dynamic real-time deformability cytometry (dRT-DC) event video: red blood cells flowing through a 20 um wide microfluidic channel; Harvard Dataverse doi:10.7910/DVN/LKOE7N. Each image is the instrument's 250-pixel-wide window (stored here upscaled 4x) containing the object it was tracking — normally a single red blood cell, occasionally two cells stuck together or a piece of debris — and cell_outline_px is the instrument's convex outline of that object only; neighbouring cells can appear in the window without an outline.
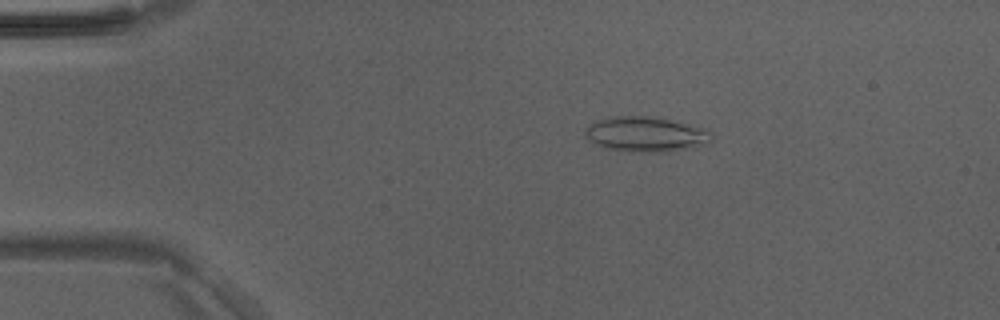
{"species": "Egyptian fruit bat (a non-hibernating species)", "species_latin": "Rousettus aegyptiacus", "temperature_condition": "room temperature", "stored_images_in_passage": 47, "camera_frame_rate_fps": 3000, "um_per_image_px": 0.085, "animal": {"sex": "male"}, "frame": {"image": 1, "passage_image": 8, "time_ms": 2.333, "image_size_px": [1000, 320], "cell_outline_px": [[712, 140], [708, 144], [692, 148], [668, 152], [640, 152], [604, 148], [588, 140], [584, 136], [584, 132], [588, 124], [596, 120], [616, 116], [652, 116], [708, 128], [712, 132]], "centroid_in_image_um": [54.93, 11.41], "position_along_channel_um": 30.1, "area_um2": 26.3}}
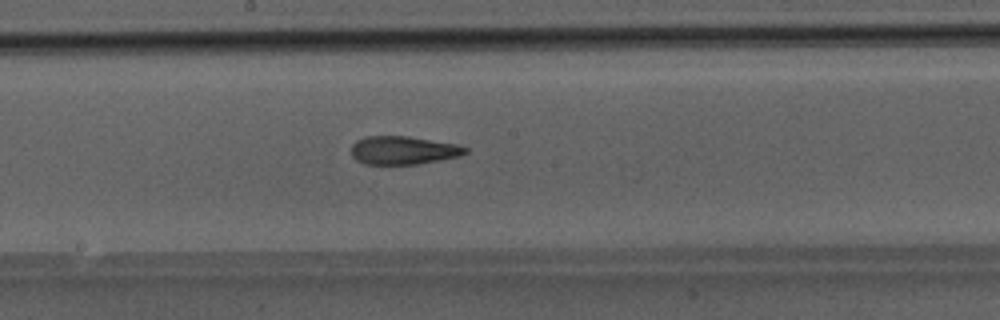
{"frame": {"image": 2, "passage_image": 25, "time_ms": 8.0, "image_size_px": [1000, 320], "cell_outline_px": [[468, 152], [460, 156], [416, 164], [364, 164], [356, 160], [352, 156], [352, 144], [356, 140], [364, 136], [408, 136], [460, 144], [468, 148]], "centroid_in_image_um": [34.29, 12.76], "position_along_channel_um": 213.9, "area_um2": 18.96}}
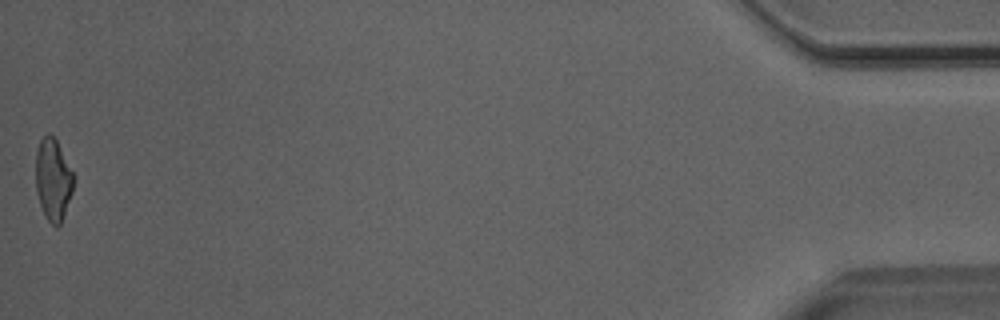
{"frame": {"image": 3, "passage_image": 47, "time_ms": 15.333, "image_size_px": [1000, 320], "cell_outline_px": [[76, 176], [72, 192], [60, 224], [52, 224], [44, 216], [36, 192], [36, 152], [40, 140], [48, 132], [56, 140]], "centroid_in_image_um": [4.52, 15.24], "position_along_channel_um": 430.7, "area_um2": 18.03}}